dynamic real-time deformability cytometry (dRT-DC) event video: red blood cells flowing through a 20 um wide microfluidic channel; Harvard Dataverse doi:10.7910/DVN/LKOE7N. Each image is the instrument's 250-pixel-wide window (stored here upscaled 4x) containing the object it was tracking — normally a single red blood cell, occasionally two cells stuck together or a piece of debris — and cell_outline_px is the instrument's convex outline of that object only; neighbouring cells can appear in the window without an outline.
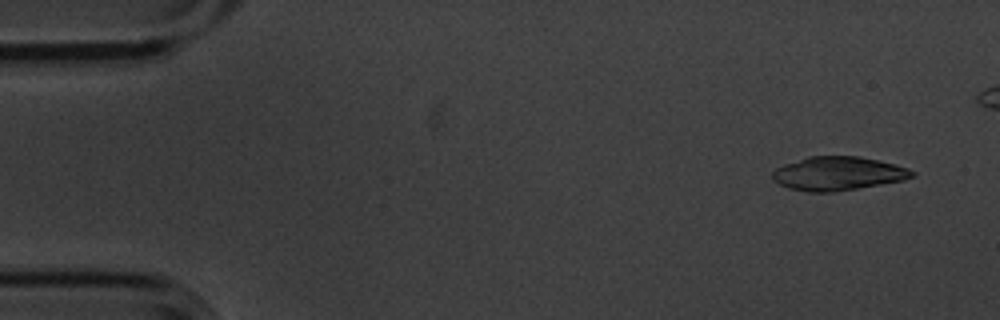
{"species": "common noctule bat (a hibernating species)", "species_latin": "Nyctalus noctula", "temperature_condition": "cold", "stored_images_in_passage": 7, "camera_frame_rate_fps": 3000, "um_per_image_px": 0.085, "animal": {"sex": "male", "body_mass_g": 20.1, "forearm_length_mm": 53.5}, "frame": {"image": 1, "passage_image": 1, "time_ms": 0.0, "image_size_px": [1000, 320], "cell_outline_px": [[916, 172], [912, 176], [904, 180], [832, 192], [808, 192], [788, 188], [772, 180], [772, 172], [776, 168], [784, 164], [808, 156], [860, 156], [908, 168]], "centroid_in_image_um": [71.18, 14.75], "position_along_channel_um": 13.8, "area_um2": 27.22}}
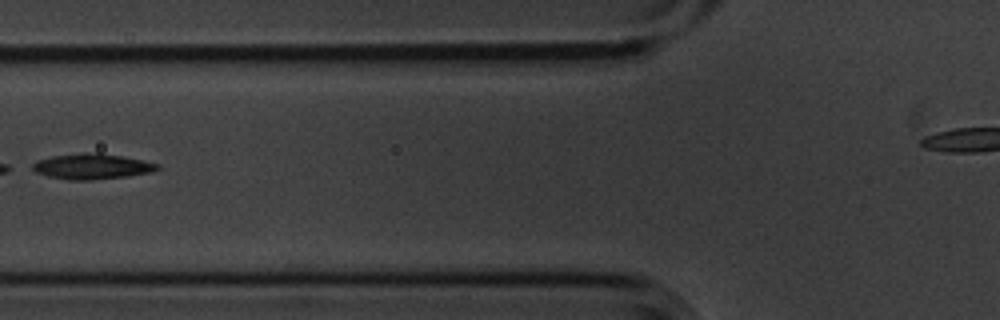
{"frame": {"image": 2, "passage_image": 6, "time_ms": 1.667, "image_size_px": [1000, 320], "cell_outline_px": [[160, 168], [152, 172], [128, 176], [92, 180], [68, 180], [48, 176], [36, 172], [32, 168], [32, 164], [40, 160], [52, 156], [84, 152], [96, 152], [120, 156], [160, 164]], "centroid_in_image_um": [7.83, 14.15], "position_along_channel_um": 118.0, "area_um2": 18.44}}